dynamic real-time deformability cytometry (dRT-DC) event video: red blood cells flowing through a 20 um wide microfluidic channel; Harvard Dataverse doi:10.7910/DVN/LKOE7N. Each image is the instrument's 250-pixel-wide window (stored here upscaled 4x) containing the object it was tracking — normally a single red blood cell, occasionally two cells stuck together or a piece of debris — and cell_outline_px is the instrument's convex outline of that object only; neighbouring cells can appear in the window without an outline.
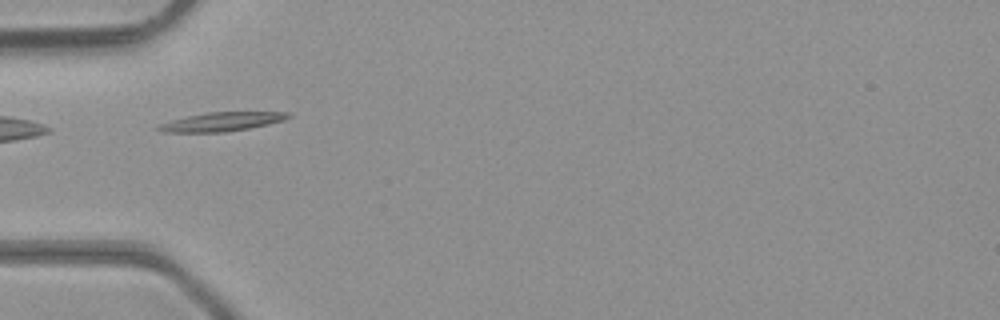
{"species": "common noctule bat (a hibernating species)", "species_latin": "Nyctalus noctula", "temperature_condition": "room temperature", "stored_images_in_passage": 6, "camera_frame_rate_fps": 3000, "um_per_image_px": 0.085, "animal": {"sex": "male", "body_mass_g": 23.1, "forearm_length_mm": 52.7}, "frame": {"image": 1, "passage_image": 5, "time_ms": 1.333, "image_size_px": [1000, 320], "cell_outline_px": [[292, 116], [284, 120], [268, 124], [248, 128], [224, 132], [164, 132], [152, 128], [160, 124], [172, 120], [188, 116], [208, 112], [292, 112]], "centroid_in_image_um": [18.85, 10.34], "position_along_channel_um": 66.2, "area_um2": 14.22}}
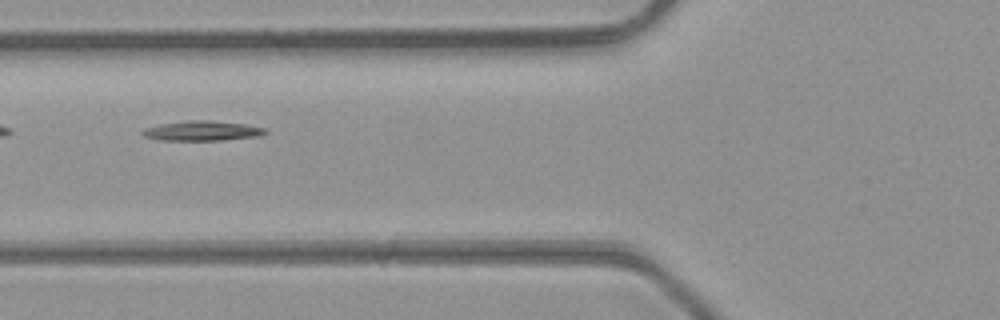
{"frame": {"image": 2, "passage_image": 6, "time_ms": 1.667, "image_size_px": [1000, 320], "cell_outline_px": [[268, 132], [260, 136], [224, 140], [156, 140], [144, 136], [140, 132], [144, 128], [160, 124], [188, 120], [212, 120], [244, 124], [264, 128]], "centroid_in_image_um": [17.16, 11.12], "position_along_channel_um": 108.6, "area_um2": 14.28}}